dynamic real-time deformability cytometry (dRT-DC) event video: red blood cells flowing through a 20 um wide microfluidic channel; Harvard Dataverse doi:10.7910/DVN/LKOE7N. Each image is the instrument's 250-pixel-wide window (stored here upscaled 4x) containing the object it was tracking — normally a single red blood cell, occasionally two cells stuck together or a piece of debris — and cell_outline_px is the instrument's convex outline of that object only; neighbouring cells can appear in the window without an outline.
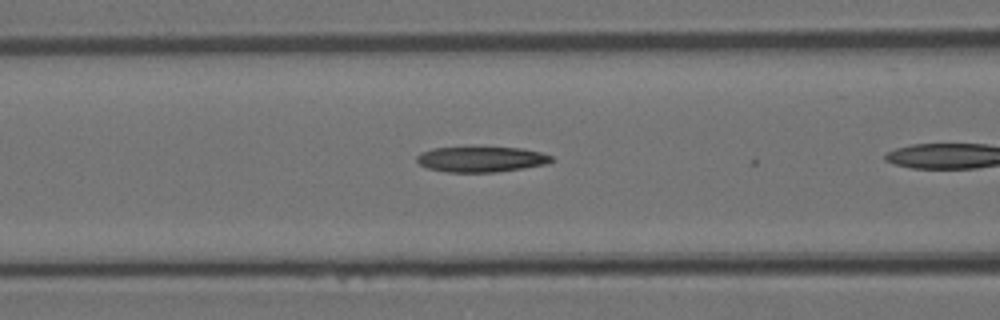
{"species": "Egyptian fruit bat (a non-hibernating species)", "species_latin": "Rousettus aegyptiacus", "temperature_condition": "room temperature", "stored_images_in_passage": 8, "camera_frame_rate_fps": 3000, "um_per_image_px": 0.085, "animal": {"sex": "female"}, "frame": {"image": 1, "passage_image": 6, "time_ms": 1.667, "image_size_px": [1000, 320], "cell_outline_px": [[556, 160], [548, 164], [524, 168], [496, 172], [448, 172], [428, 168], [420, 164], [416, 160], [416, 156], [420, 152], [432, 148], [520, 148], [540, 152], [552, 156]], "centroid_in_image_um": [40.93, 13.55], "position_along_channel_um": 125.7, "area_um2": 19.88}}